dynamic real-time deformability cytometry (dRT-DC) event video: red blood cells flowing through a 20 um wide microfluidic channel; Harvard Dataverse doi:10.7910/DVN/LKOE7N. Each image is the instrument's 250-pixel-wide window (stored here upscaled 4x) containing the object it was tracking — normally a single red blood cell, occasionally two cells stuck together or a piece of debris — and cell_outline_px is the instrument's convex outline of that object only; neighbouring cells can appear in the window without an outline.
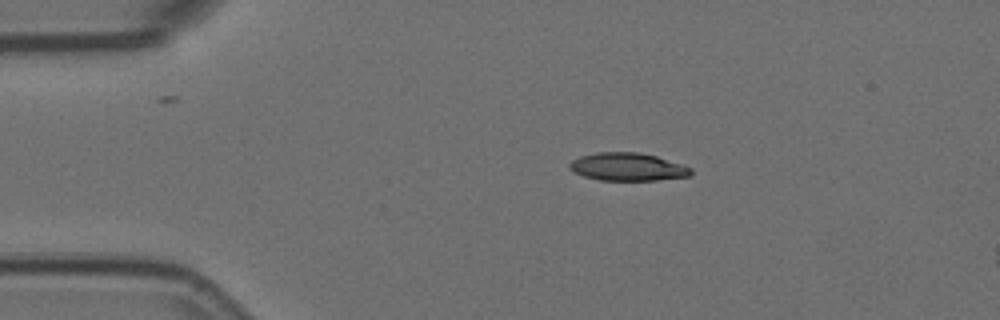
{"species": "Egyptian fruit bat (a non-hibernating species)", "species_latin": "Rousettus aegyptiacus", "temperature_condition": "room temperature", "stored_images_in_passage": 3, "segment_of_instrument_passage": [1, 2], "camera_frame_rate_fps": 3000, "um_per_image_px": 0.085, "animal": {"sex": "female"}, "frame": {"image": 1, "passage_image": 1, "time_ms": 0.0, "image_size_px": [1000, 320], "cell_outline_px": [[692, 172], [688, 176], [656, 180], [600, 180], [584, 176], [572, 172], [568, 168], [568, 164], [572, 160], [580, 156], [596, 152], [640, 152], [656, 156], [692, 168]], "centroid_in_image_um": [53.29, 14.18], "position_along_channel_um": 31.7, "area_um2": 19.71}}